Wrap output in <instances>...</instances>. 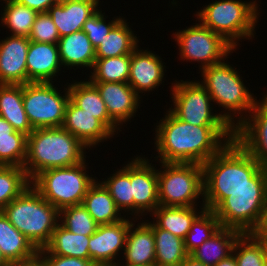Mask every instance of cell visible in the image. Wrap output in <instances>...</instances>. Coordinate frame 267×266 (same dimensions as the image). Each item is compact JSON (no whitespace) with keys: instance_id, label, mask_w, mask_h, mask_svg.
Returning <instances> with one entry per match:
<instances>
[{"instance_id":"obj_1","label":"cell","mask_w":267,"mask_h":266,"mask_svg":"<svg viewBox=\"0 0 267 266\" xmlns=\"http://www.w3.org/2000/svg\"><path fill=\"white\" fill-rule=\"evenodd\" d=\"M160 121L154 137L159 163L203 165L234 139L230 126H194L178 119L170 110Z\"/></svg>"},{"instance_id":"obj_2","label":"cell","mask_w":267,"mask_h":266,"mask_svg":"<svg viewBox=\"0 0 267 266\" xmlns=\"http://www.w3.org/2000/svg\"><path fill=\"white\" fill-rule=\"evenodd\" d=\"M203 184L202 205L213 211L237 189L267 187V168L234 138L203 164Z\"/></svg>"},{"instance_id":"obj_3","label":"cell","mask_w":267,"mask_h":266,"mask_svg":"<svg viewBox=\"0 0 267 266\" xmlns=\"http://www.w3.org/2000/svg\"><path fill=\"white\" fill-rule=\"evenodd\" d=\"M86 148L88 149L62 127L34 129L27 137V154L23 168L32 181L44 170L83 162Z\"/></svg>"},{"instance_id":"obj_4","label":"cell","mask_w":267,"mask_h":266,"mask_svg":"<svg viewBox=\"0 0 267 266\" xmlns=\"http://www.w3.org/2000/svg\"><path fill=\"white\" fill-rule=\"evenodd\" d=\"M228 63L224 60L200 70L203 77L200 83L209 93L212 102L225 109L224 113L218 114L235 130L250 114L257 98H254L249 88L245 86L244 80L239 75L240 72ZM235 114L240 116L235 118Z\"/></svg>"},{"instance_id":"obj_5","label":"cell","mask_w":267,"mask_h":266,"mask_svg":"<svg viewBox=\"0 0 267 266\" xmlns=\"http://www.w3.org/2000/svg\"><path fill=\"white\" fill-rule=\"evenodd\" d=\"M2 212L38 250L50 242L59 223V210L45 200L31 184Z\"/></svg>"},{"instance_id":"obj_6","label":"cell","mask_w":267,"mask_h":266,"mask_svg":"<svg viewBox=\"0 0 267 266\" xmlns=\"http://www.w3.org/2000/svg\"><path fill=\"white\" fill-rule=\"evenodd\" d=\"M256 3V0H216L197 11L196 17L198 22L221 35L236 50L237 41L254 38L260 15L259 4Z\"/></svg>"},{"instance_id":"obj_7","label":"cell","mask_w":267,"mask_h":266,"mask_svg":"<svg viewBox=\"0 0 267 266\" xmlns=\"http://www.w3.org/2000/svg\"><path fill=\"white\" fill-rule=\"evenodd\" d=\"M86 166L85 159L73 166L44 170L31 181V185L59 211L80 205L96 181L86 173Z\"/></svg>"},{"instance_id":"obj_8","label":"cell","mask_w":267,"mask_h":266,"mask_svg":"<svg viewBox=\"0 0 267 266\" xmlns=\"http://www.w3.org/2000/svg\"><path fill=\"white\" fill-rule=\"evenodd\" d=\"M158 170L159 205L164 207L197 206L204 201L203 165L197 163L162 162Z\"/></svg>"},{"instance_id":"obj_9","label":"cell","mask_w":267,"mask_h":266,"mask_svg":"<svg viewBox=\"0 0 267 266\" xmlns=\"http://www.w3.org/2000/svg\"><path fill=\"white\" fill-rule=\"evenodd\" d=\"M60 94L53 82H30L23 85V106L33 129L62 127L70 99L68 86Z\"/></svg>"},{"instance_id":"obj_10","label":"cell","mask_w":267,"mask_h":266,"mask_svg":"<svg viewBox=\"0 0 267 266\" xmlns=\"http://www.w3.org/2000/svg\"><path fill=\"white\" fill-rule=\"evenodd\" d=\"M173 36L179 46L180 59L186 62L188 60L201 62L200 70L223 62L235 51V48L221 35L214 33L200 22L173 33Z\"/></svg>"},{"instance_id":"obj_11","label":"cell","mask_w":267,"mask_h":266,"mask_svg":"<svg viewBox=\"0 0 267 266\" xmlns=\"http://www.w3.org/2000/svg\"><path fill=\"white\" fill-rule=\"evenodd\" d=\"M180 81L171 85L174 108H169L178 119L194 126H230L212 111V99L199 80Z\"/></svg>"},{"instance_id":"obj_12","label":"cell","mask_w":267,"mask_h":266,"mask_svg":"<svg viewBox=\"0 0 267 266\" xmlns=\"http://www.w3.org/2000/svg\"><path fill=\"white\" fill-rule=\"evenodd\" d=\"M267 202V187L240 188L230 193L214 210L221 227L250 233Z\"/></svg>"},{"instance_id":"obj_13","label":"cell","mask_w":267,"mask_h":266,"mask_svg":"<svg viewBox=\"0 0 267 266\" xmlns=\"http://www.w3.org/2000/svg\"><path fill=\"white\" fill-rule=\"evenodd\" d=\"M125 219L114 224L99 225L89 238V260L96 266H112L120 251H124L129 226L134 221Z\"/></svg>"},{"instance_id":"obj_14","label":"cell","mask_w":267,"mask_h":266,"mask_svg":"<svg viewBox=\"0 0 267 266\" xmlns=\"http://www.w3.org/2000/svg\"><path fill=\"white\" fill-rule=\"evenodd\" d=\"M259 101L256 100L250 114L234 130V138L267 168V95Z\"/></svg>"},{"instance_id":"obj_15","label":"cell","mask_w":267,"mask_h":266,"mask_svg":"<svg viewBox=\"0 0 267 266\" xmlns=\"http://www.w3.org/2000/svg\"><path fill=\"white\" fill-rule=\"evenodd\" d=\"M148 159L137 156L131 160V185L134 215L140 217L159 206L158 170Z\"/></svg>"},{"instance_id":"obj_16","label":"cell","mask_w":267,"mask_h":266,"mask_svg":"<svg viewBox=\"0 0 267 266\" xmlns=\"http://www.w3.org/2000/svg\"><path fill=\"white\" fill-rule=\"evenodd\" d=\"M106 104L110 119L119 127L129 122L140 108V95L128 83L92 82ZM124 122V123H123ZM122 124V125H121Z\"/></svg>"},{"instance_id":"obj_17","label":"cell","mask_w":267,"mask_h":266,"mask_svg":"<svg viewBox=\"0 0 267 266\" xmlns=\"http://www.w3.org/2000/svg\"><path fill=\"white\" fill-rule=\"evenodd\" d=\"M28 37L9 35L0 41V84L27 83Z\"/></svg>"},{"instance_id":"obj_18","label":"cell","mask_w":267,"mask_h":266,"mask_svg":"<svg viewBox=\"0 0 267 266\" xmlns=\"http://www.w3.org/2000/svg\"><path fill=\"white\" fill-rule=\"evenodd\" d=\"M62 128L79 139L88 149L104 140H110L114 135L99 119L82 110L71 99L66 105Z\"/></svg>"},{"instance_id":"obj_19","label":"cell","mask_w":267,"mask_h":266,"mask_svg":"<svg viewBox=\"0 0 267 266\" xmlns=\"http://www.w3.org/2000/svg\"><path fill=\"white\" fill-rule=\"evenodd\" d=\"M162 58L152 51L138 47L131 54L128 84L139 95L150 92L162 84L164 70ZM164 65V66H163ZM165 71V72H164Z\"/></svg>"},{"instance_id":"obj_20","label":"cell","mask_w":267,"mask_h":266,"mask_svg":"<svg viewBox=\"0 0 267 266\" xmlns=\"http://www.w3.org/2000/svg\"><path fill=\"white\" fill-rule=\"evenodd\" d=\"M61 67L57 44L30 41L26 59L27 83L54 82Z\"/></svg>"},{"instance_id":"obj_21","label":"cell","mask_w":267,"mask_h":266,"mask_svg":"<svg viewBox=\"0 0 267 266\" xmlns=\"http://www.w3.org/2000/svg\"><path fill=\"white\" fill-rule=\"evenodd\" d=\"M99 0H73L52 5L48 14L57 27L60 38L82 30L83 24L98 9Z\"/></svg>"},{"instance_id":"obj_22","label":"cell","mask_w":267,"mask_h":266,"mask_svg":"<svg viewBox=\"0 0 267 266\" xmlns=\"http://www.w3.org/2000/svg\"><path fill=\"white\" fill-rule=\"evenodd\" d=\"M131 223L126 237L123 257L133 266H155V239L153 229L146 222Z\"/></svg>"},{"instance_id":"obj_23","label":"cell","mask_w":267,"mask_h":266,"mask_svg":"<svg viewBox=\"0 0 267 266\" xmlns=\"http://www.w3.org/2000/svg\"><path fill=\"white\" fill-rule=\"evenodd\" d=\"M60 60L64 68L87 67L93 69L96 60L95 47L84 31L63 36L58 41Z\"/></svg>"},{"instance_id":"obj_24","label":"cell","mask_w":267,"mask_h":266,"mask_svg":"<svg viewBox=\"0 0 267 266\" xmlns=\"http://www.w3.org/2000/svg\"><path fill=\"white\" fill-rule=\"evenodd\" d=\"M70 99L82 110L99 119L114 135L118 134V127L107 112L106 104L101 98L99 91L91 81L69 83Z\"/></svg>"},{"instance_id":"obj_25","label":"cell","mask_w":267,"mask_h":266,"mask_svg":"<svg viewBox=\"0 0 267 266\" xmlns=\"http://www.w3.org/2000/svg\"><path fill=\"white\" fill-rule=\"evenodd\" d=\"M0 251L9 264L30 259L39 251L9 222L2 211H0Z\"/></svg>"},{"instance_id":"obj_26","label":"cell","mask_w":267,"mask_h":266,"mask_svg":"<svg viewBox=\"0 0 267 266\" xmlns=\"http://www.w3.org/2000/svg\"><path fill=\"white\" fill-rule=\"evenodd\" d=\"M82 205L99 225L114 224L125 219L108 190L98 181L89 187Z\"/></svg>"},{"instance_id":"obj_27","label":"cell","mask_w":267,"mask_h":266,"mask_svg":"<svg viewBox=\"0 0 267 266\" xmlns=\"http://www.w3.org/2000/svg\"><path fill=\"white\" fill-rule=\"evenodd\" d=\"M242 233L233 228L220 227L190 255L205 266H215L232 254L235 241Z\"/></svg>"},{"instance_id":"obj_28","label":"cell","mask_w":267,"mask_h":266,"mask_svg":"<svg viewBox=\"0 0 267 266\" xmlns=\"http://www.w3.org/2000/svg\"><path fill=\"white\" fill-rule=\"evenodd\" d=\"M0 116L27 136L34 130L23 106V85L0 84Z\"/></svg>"},{"instance_id":"obj_29","label":"cell","mask_w":267,"mask_h":266,"mask_svg":"<svg viewBox=\"0 0 267 266\" xmlns=\"http://www.w3.org/2000/svg\"><path fill=\"white\" fill-rule=\"evenodd\" d=\"M201 207L199 212L197 206L164 207L159 205L151 215L155 217L153 221L159 228L185 239L194 220L206 209L204 205Z\"/></svg>"},{"instance_id":"obj_30","label":"cell","mask_w":267,"mask_h":266,"mask_svg":"<svg viewBox=\"0 0 267 266\" xmlns=\"http://www.w3.org/2000/svg\"><path fill=\"white\" fill-rule=\"evenodd\" d=\"M155 239V266H180L189 255L184 239L159 228L153 221L147 223Z\"/></svg>"},{"instance_id":"obj_31","label":"cell","mask_w":267,"mask_h":266,"mask_svg":"<svg viewBox=\"0 0 267 266\" xmlns=\"http://www.w3.org/2000/svg\"><path fill=\"white\" fill-rule=\"evenodd\" d=\"M126 21L122 18L95 48L96 58H111L132 54L139 47V40Z\"/></svg>"},{"instance_id":"obj_32","label":"cell","mask_w":267,"mask_h":266,"mask_svg":"<svg viewBox=\"0 0 267 266\" xmlns=\"http://www.w3.org/2000/svg\"><path fill=\"white\" fill-rule=\"evenodd\" d=\"M89 238L90 236L74 234L58 223L45 248L51 254L89 259Z\"/></svg>"},{"instance_id":"obj_33","label":"cell","mask_w":267,"mask_h":266,"mask_svg":"<svg viewBox=\"0 0 267 266\" xmlns=\"http://www.w3.org/2000/svg\"><path fill=\"white\" fill-rule=\"evenodd\" d=\"M114 199L117 207L122 211H130L134 216V199L131 185V162L111 174L101 182Z\"/></svg>"},{"instance_id":"obj_34","label":"cell","mask_w":267,"mask_h":266,"mask_svg":"<svg viewBox=\"0 0 267 266\" xmlns=\"http://www.w3.org/2000/svg\"><path fill=\"white\" fill-rule=\"evenodd\" d=\"M2 1V0H1ZM6 3L1 11V24L9 28L11 35L29 37L37 12L13 0H3Z\"/></svg>"},{"instance_id":"obj_35","label":"cell","mask_w":267,"mask_h":266,"mask_svg":"<svg viewBox=\"0 0 267 266\" xmlns=\"http://www.w3.org/2000/svg\"><path fill=\"white\" fill-rule=\"evenodd\" d=\"M131 54L111 58H96L91 82L128 83Z\"/></svg>"},{"instance_id":"obj_36","label":"cell","mask_w":267,"mask_h":266,"mask_svg":"<svg viewBox=\"0 0 267 266\" xmlns=\"http://www.w3.org/2000/svg\"><path fill=\"white\" fill-rule=\"evenodd\" d=\"M30 184L31 181L24 168L0 165V211L18 197Z\"/></svg>"},{"instance_id":"obj_37","label":"cell","mask_w":267,"mask_h":266,"mask_svg":"<svg viewBox=\"0 0 267 266\" xmlns=\"http://www.w3.org/2000/svg\"><path fill=\"white\" fill-rule=\"evenodd\" d=\"M221 227L213 211L205 209L192 223L187 233L185 249L190 255Z\"/></svg>"},{"instance_id":"obj_38","label":"cell","mask_w":267,"mask_h":266,"mask_svg":"<svg viewBox=\"0 0 267 266\" xmlns=\"http://www.w3.org/2000/svg\"><path fill=\"white\" fill-rule=\"evenodd\" d=\"M232 254L236 259L237 266H266L262 242L256 240L250 233L241 234L238 237Z\"/></svg>"},{"instance_id":"obj_39","label":"cell","mask_w":267,"mask_h":266,"mask_svg":"<svg viewBox=\"0 0 267 266\" xmlns=\"http://www.w3.org/2000/svg\"><path fill=\"white\" fill-rule=\"evenodd\" d=\"M59 218V223L74 234L91 236L99 226L82 204L60 210Z\"/></svg>"},{"instance_id":"obj_40","label":"cell","mask_w":267,"mask_h":266,"mask_svg":"<svg viewBox=\"0 0 267 266\" xmlns=\"http://www.w3.org/2000/svg\"><path fill=\"white\" fill-rule=\"evenodd\" d=\"M27 137L19 131L0 137V165L23 168L27 154Z\"/></svg>"},{"instance_id":"obj_41","label":"cell","mask_w":267,"mask_h":266,"mask_svg":"<svg viewBox=\"0 0 267 266\" xmlns=\"http://www.w3.org/2000/svg\"><path fill=\"white\" fill-rule=\"evenodd\" d=\"M105 13H102L101 10H97L92 16H90L86 22L83 24L82 31H84L92 43V45L96 48L103 39L109 34L110 30L122 19L121 16H117V18H113L106 24V16Z\"/></svg>"},{"instance_id":"obj_42","label":"cell","mask_w":267,"mask_h":266,"mask_svg":"<svg viewBox=\"0 0 267 266\" xmlns=\"http://www.w3.org/2000/svg\"><path fill=\"white\" fill-rule=\"evenodd\" d=\"M28 38L34 42L58 44L60 35L48 12L37 14Z\"/></svg>"},{"instance_id":"obj_43","label":"cell","mask_w":267,"mask_h":266,"mask_svg":"<svg viewBox=\"0 0 267 266\" xmlns=\"http://www.w3.org/2000/svg\"><path fill=\"white\" fill-rule=\"evenodd\" d=\"M38 253L42 256L45 266H96L89 259L51 254L45 247L39 249Z\"/></svg>"},{"instance_id":"obj_44","label":"cell","mask_w":267,"mask_h":266,"mask_svg":"<svg viewBox=\"0 0 267 266\" xmlns=\"http://www.w3.org/2000/svg\"><path fill=\"white\" fill-rule=\"evenodd\" d=\"M16 3L25 5L37 13H46L52 5L59 3V0H13Z\"/></svg>"},{"instance_id":"obj_45","label":"cell","mask_w":267,"mask_h":266,"mask_svg":"<svg viewBox=\"0 0 267 266\" xmlns=\"http://www.w3.org/2000/svg\"><path fill=\"white\" fill-rule=\"evenodd\" d=\"M250 234L258 241H267V202L263 207L260 219Z\"/></svg>"},{"instance_id":"obj_46","label":"cell","mask_w":267,"mask_h":266,"mask_svg":"<svg viewBox=\"0 0 267 266\" xmlns=\"http://www.w3.org/2000/svg\"><path fill=\"white\" fill-rule=\"evenodd\" d=\"M9 266H45V264L42 256L39 253H37L34 257L30 259L13 262L10 263Z\"/></svg>"},{"instance_id":"obj_47","label":"cell","mask_w":267,"mask_h":266,"mask_svg":"<svg viewBox=\"0 0 267 266\" xmlns=\"http://www.w3.org/2000/svg\"><path fill=\"white\" fill-rule=\"evenodd\" d=\"M16 130L13 126L3 117L0 116V137L9 136V134L14 133Z\"/></svg>"},{"instance_id":"obj_48","label":"cell","mask_w":267,"mask_h":266,"mask_svg":"<svg viewBox=\"0 0 267 266\" xmlns=\"http://www.w3.org/2000/svg\"><path fill=\"white\" fill-rule=\"evenodd\" d=\"M215 266H237V262L234 255L231 254L227 258L219 261Z\"/></svg>"},{"instance_id":"obj_49","label":"cell","mask_w":267,"mask_h":266,"mask_svg":"<svg viewBox=\"0 0 267 266\" xmlns=\"http://www.w3.org/2000/svg\"><path fill=\"white\" fill-rule=\"evenodd\" d=\"M180 266H205L202 262L196 260L191 255H188Z\"/></svg>"},{"instance_id":"obj_50","label":"cell","mask_w":267,"mask_h":266,"mask_svg":"<svg viewBox=\"0 0 267 266\" xmlns=\"http://www.w3.org/2000/svg\"><path fill=\"white\" fill-rule=\"evenodd\" d=\"M0 266H9V263L5 260L0 251Z\"/></svg>"},{"instance_id":"obj_51","label":"cell","mask_w":267,"mask_h":266,"mask_svg":"<svg viewBox=\"0 0 267 266\" xmlns=\"http://www.w3.org/2000/svg\"><path fill=\"white\" fill-rule=\"evenodd\" d=\"M262 242V246L265 252V259H266V266H267V241H260Z\"/></svg>"},{"instance_id":"obj_52","label":"cell","mask_w":267,"mask_h":266,"mask_svg":"<svg viewBox=\"0 0 267 266\" xmlns=\"http://www.w3.org/2000/svg\"><path fill=\"white\" fill-rule=\"evenodd\" d=\"M118 262H116L114 265H112V266H133V265H129V264H126L125 263V265H124V262H122L123 264L121 265V262H120V259L119 260H117Z\"/></svg>"},{"instance_id":"obj_53","label":"cell","mask_w":267,"mask_h":266,"mask_svg":"<svg viewBox=\"0 0 267 266\" xmlns=\"http://www.w3.org/2000/svg\"><path fill=\"white\" fill-rule=\"evenodd\" d=\"M73 1V0H59V2Z\"/></svg>"}]
</instances>
